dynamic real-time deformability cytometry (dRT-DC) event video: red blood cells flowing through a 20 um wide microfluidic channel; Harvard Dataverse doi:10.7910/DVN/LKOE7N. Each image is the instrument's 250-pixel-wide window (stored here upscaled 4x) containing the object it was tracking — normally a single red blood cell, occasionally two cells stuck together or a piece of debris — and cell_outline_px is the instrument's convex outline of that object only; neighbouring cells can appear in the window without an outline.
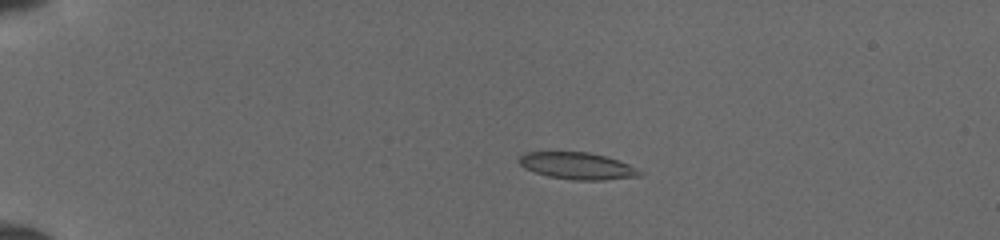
{"species": "common noctule bat (a hibernating species)", "species_latin": "Nyctalus noctula", "temperature_condition": "cold", "stored_images_in_passage": 79, "camera_frame_rate_fps": 3000, "um_per_image_px": 0.085, "animal": {"sex": "female", "body_mass_g": 19.5, "forearm_length_mm": 54.1}, "frame": {"image": 1, "passage_image": 21, "time_ms": 4.0, "image_size_px": [1000, 240], "cell_outline_px": [[644, 172], [640, 176], [604, 180], [572, 180], [548, 176], [524, 168], [516, 160], [524, 152], [588, 152], [604, 156], [628, 164]], "centroid_in_image_um": [49.05, 14.1], "position_along_channel_um": 36.0, "area_um2": 18.84}}
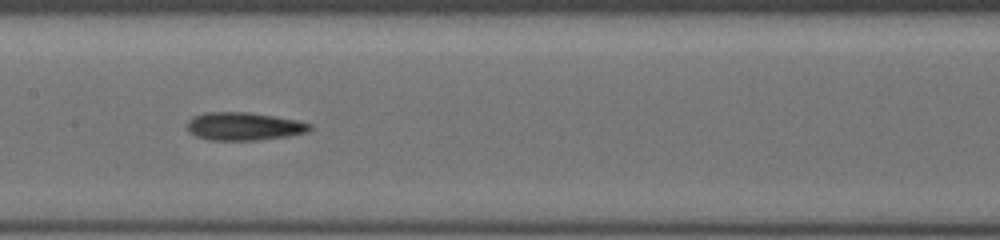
{"frame": {"image": 2, "passage_image": 44, "time_ms": 9.333, "image_size_px": [1000, 240], "cell_outline_px": [[312, 128], [308, 132], [288, 136], [256, 140], [208, 140], [196, 136], [188, 132], [188, 120], [192, 116], [204, 112], [248, 112], [296, 120], [312, 124]], "centroid_in_image_um": [20.71, 10.74], "position_along_channel_um": 186.7, "area_um2": 20.06}}
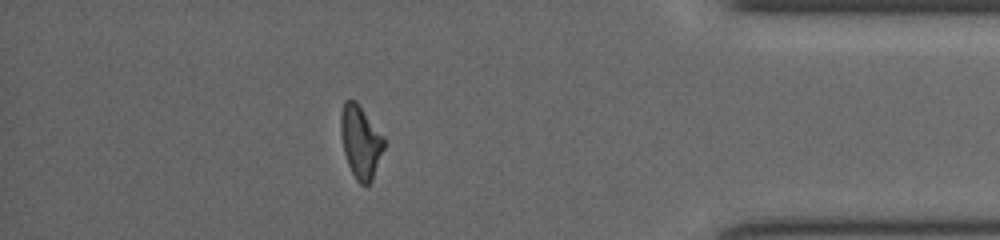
{"frame": {"image": 3, "passage_image": 69, "time_ms": 15.333, "image_size_px": [1000, 240], "cell_outline_px": [[384, 148], [372, 180], [368, 184], [360, 184], [356, 180], [348, 164], [344, 152], [340, 136], [340, 112], [344, 100], [356, 100], [384, 136]], "centroid_in_image_um": [30.63, 12.02], "position_along_channel_um": 404.6, "area_um2": 18.44}}